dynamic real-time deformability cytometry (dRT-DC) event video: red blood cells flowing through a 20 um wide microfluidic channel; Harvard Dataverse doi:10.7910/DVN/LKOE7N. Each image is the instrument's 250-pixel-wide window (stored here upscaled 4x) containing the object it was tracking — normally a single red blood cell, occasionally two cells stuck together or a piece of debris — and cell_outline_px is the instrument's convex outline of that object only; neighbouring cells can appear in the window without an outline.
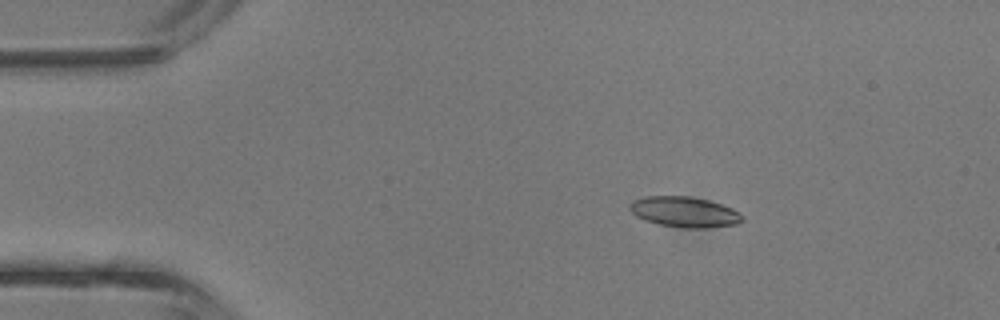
{"species": "common noctule bat (a hibernating species)", "species_latin": "Nyctalus noctula", "temperature_condition": "room temperature", "stored_images_in_passage": 41, "camera_frame_rate_fps": 3000, "um_per_image_px": 0.085, "animal": {"sex": "male", "body_mass_g": 13.3}, "frame": {"image": 1, "passage_image": 6, "time_ms": 1.667, "image_size_px": [1000, 320], "cell_outline_px": [[744, 220], [736, 224], [708, 228], [684, 228], [660, 224], [644, 220], [636, 216], [628, 208], [628, 204], [632, 200], [644, 196], [688, 196], [708, 200], [732, 208], [740, 212], [744, 216]], "centroid_in_image_um": [58.17, 18.01], "position_along_channel_um": 26.8, "area_um2": 20.17}}
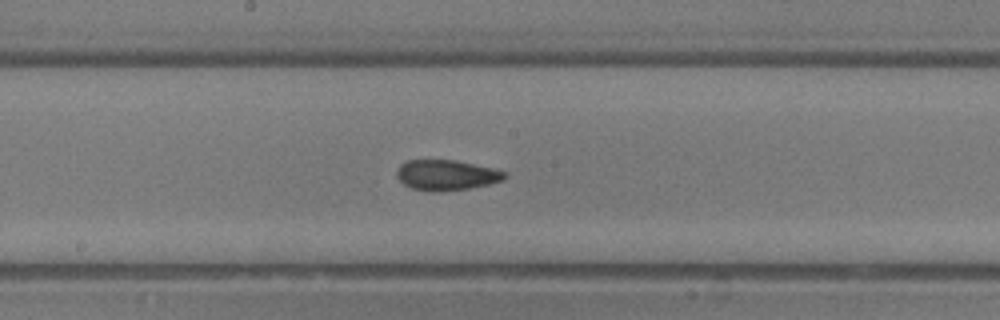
{"frame": {"image": 2, "passage_image": 21, "time_ms": 6.667, "image_size_px": [1000, 320], "cell_outline_px": [[508, 176], [504, 180], [488, 184], [468, 188], [436, 192], [432, 192], [412, 188], [404, 184], [396, 176], [396, 172], [400, 164], [408, 160], [456, 160], [492, 168], [504, 172]], "centroid_in_image_um": [37.92, 14.88], "position_along_channel_um": 210.3, "area_um2": 19.02}}
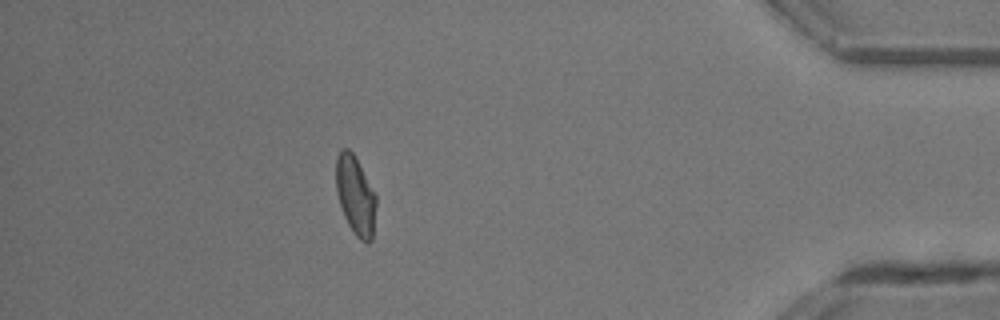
{"frame": {"image": 3, "passage_image": 36, "time_ms": 11.667, "image_size_px": [1000, 320], "cell_outline_px": [[376, 204], [372, 240], [368, 244], [360, 240], [356, 236], [348, 224], [344, 216], [336, 192], [336, 156], [340, 148], [348, 148], [352, 152], [376, 196]], "centroid_in_image_um": [30.2, 16.63], "position_along_channel_um": 405.0, "area_um2": 18.26}, "authors_computed_cell_mechanics": {"area_um2": 18.8428, "velocity_mm_per_s": 4.9153, "shape_relaxation_time_tau1_ms": null, "shape_relaxation_time_tau2_ms": 1.5304, "deformation_change_tau1": null, "deformation_change_tau2": 0.0673}}